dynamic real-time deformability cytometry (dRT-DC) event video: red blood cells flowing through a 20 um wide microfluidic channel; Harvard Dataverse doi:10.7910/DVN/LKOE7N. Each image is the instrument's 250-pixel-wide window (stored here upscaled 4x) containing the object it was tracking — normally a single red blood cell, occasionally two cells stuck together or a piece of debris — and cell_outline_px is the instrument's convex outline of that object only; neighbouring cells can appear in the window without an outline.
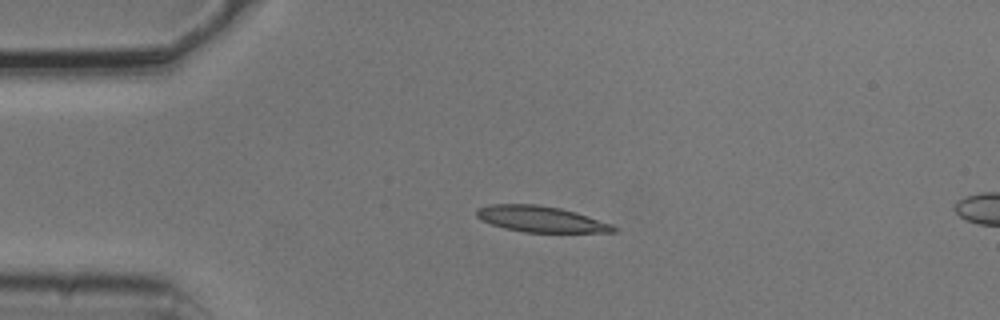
{"species": "common noctule bat (a hibernating species)", "species_latin": "Nyctalus noctula", "temperature_condition": "cold", "stored_images_in_passage": 5, "camera_frame_rate_fps": 3000, "um_per_image_px": 0.085, "animal": {"sex": "male", "body_mass_g": 20.5, "forearm_length_mm": 52.5}, "frame": {"image": 1, "passage_image": 3, "time_ms": 0.667, "image_size_px": [1000, 320], "cell_outline_px": [[620, 228], [616, 232], [524, 232], [504, 228], [480, 220], [476, 216], [476, 208], [488, 204], [536, 204], [560, 208], [588, 216], [612, 224]], "centroid_in_image_um": [45.95, 18.62], "position_along_channel_um": 39.0, "area_um2": 20.81}}
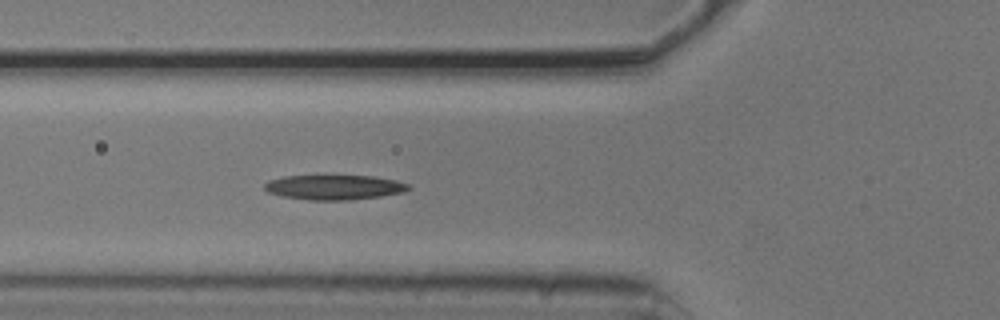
{"frame": {"image": 2, "passage_image": 5, "time_ms": 1.333, "image_size_px": [1000, 320], "cell_outline_px": [[412, 188], [404, 192], [380, 196], [348, 200], [308, 200], [280, 196], [268, 192], [264, 188], [264, 184], [268, 180], [284, 176], [316, 172], [324, 172], [376, 176], [396, 180], [408, 184]], "centroid_in_image_um": [28.36, 15.85], "position_along_channel_um": 97.4, "area_um2": 22.31}}